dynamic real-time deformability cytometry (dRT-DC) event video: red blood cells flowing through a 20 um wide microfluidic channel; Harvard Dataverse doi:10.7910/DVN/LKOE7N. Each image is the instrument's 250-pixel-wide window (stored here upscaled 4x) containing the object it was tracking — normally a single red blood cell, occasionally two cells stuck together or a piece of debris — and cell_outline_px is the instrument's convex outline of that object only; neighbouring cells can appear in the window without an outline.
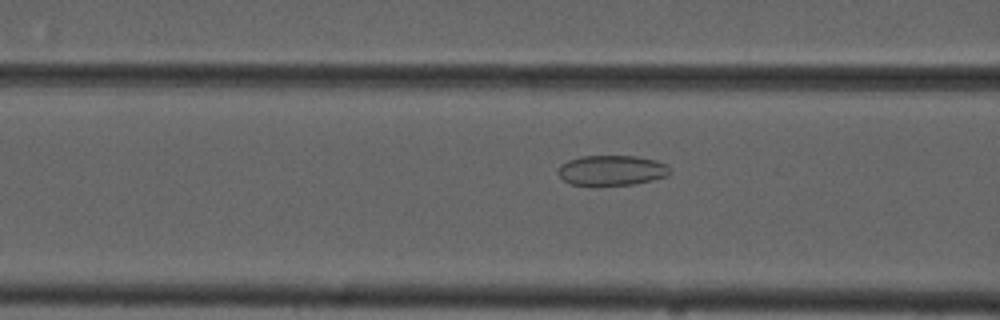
{"species": "common noctule bat (a hibernating species)", "species_latin": "Nyctalus noctula", "temperature_condition": "cold", "stored_images_in_passage": 55, "camera_frame_rate_fps": 3000, "um_per_image_px": 0.085, "animal": {"sex": "male", "forearm_length_mm": 52.5}, "frame": {"image": 1, "passage_image": 22, "time_ms": 7.0, "image_size_px": [1000, 320], "cell_outline_px": [[672, 172], [668, 176], [652, 180], [632, 184], [568, 184], [556, 172], [556, 168], [560, 164], [568, 160], [580, 156], [636, 156], [656, 160], [664, 164]], "centroid_in_image_um": [51.96, 14.46], "position_along_channel_um": 114.6, "area_um2": 19.54}}
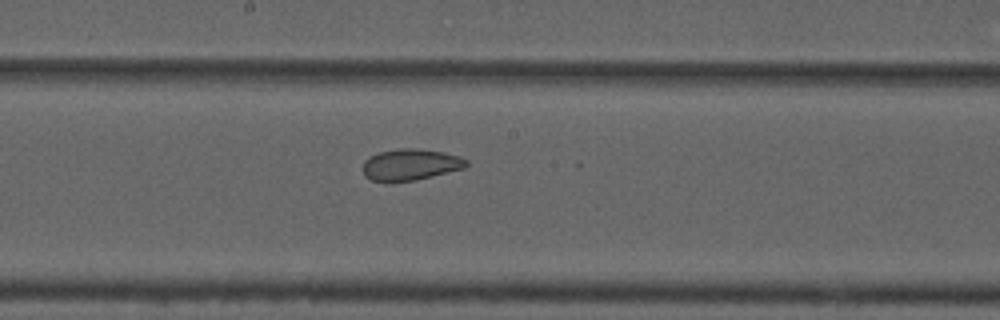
{"frame": {"image": 2, "passage_image": 30, "time_ms": 9.667, "image_size_px": [1000, 320], "cell_outline_px": [[468, 164], [464, 168], [416, 180], [368, 180], [364, 176], [364, 160], [368, 156], [380, 152], [396, 148], [416, 148], [444, 152], [460, 156], [468, 160]], "centroid_in_image_um": [34.9, 13.96], "position_along_channel_um": 213.3, "area_um2": 18.79}}
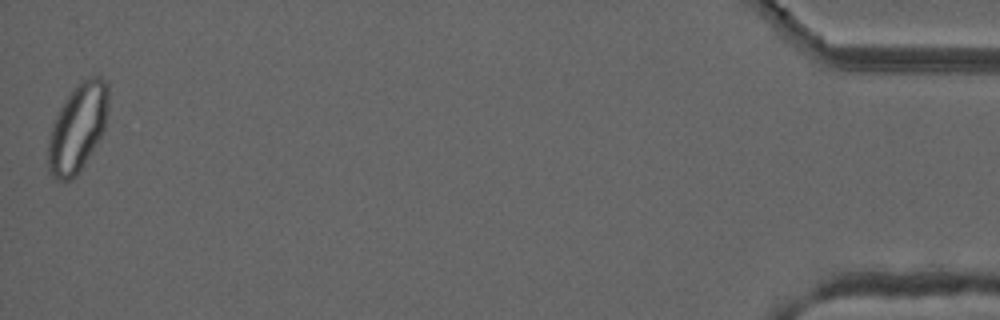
{"frame": {"image": 3, "passage_image": 55, "time_ms": 18.0, "image_size_px": [1000, 320], "cell_outline_px": [[108, 108], [104, 128], [100, 136], [76, 176], [72, 180], [56, 180], [48, 172], [48, 140], [52, 124], [60, 108], [68, 96], [84, 80], [92, 76], [100, 76], [108, 84]], "centroid_in_image_um": [6.58, 10.89], "position_along_channel_um": 428.6, "area_um2": 30.29}, "authors_computed_cell_mechanics": {"area_um2": 25.8944, "velocity_mm_per_s": 3.709, "shape_relaxation_time_tau1_ms": null, "shape_relaxation_time_tau2_ms": 1.8091, "deformation_change_tau1": null, "deformation_change_tau2": 0.0733}}